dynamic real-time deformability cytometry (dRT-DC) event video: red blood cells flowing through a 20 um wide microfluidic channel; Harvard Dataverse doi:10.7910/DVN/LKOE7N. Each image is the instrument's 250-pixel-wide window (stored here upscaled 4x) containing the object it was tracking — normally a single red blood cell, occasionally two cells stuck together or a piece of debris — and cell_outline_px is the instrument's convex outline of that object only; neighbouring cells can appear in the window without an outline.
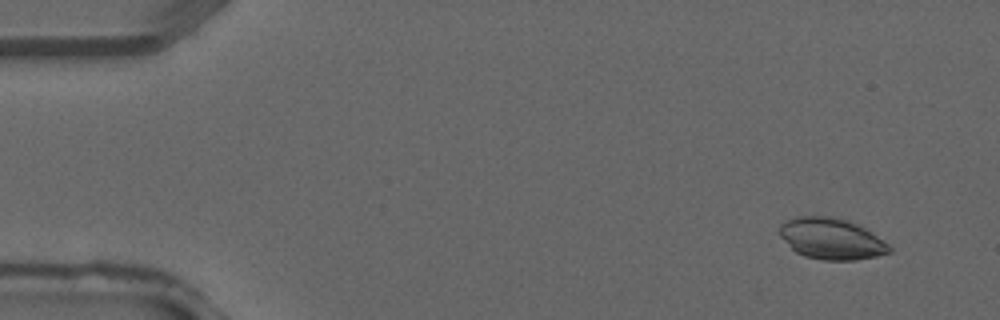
{"species": "common noctule bat (a hibernating species)", "species_latin": "Nyctalus noctula", "temperature_condition": "warm", "stored_images_in_passage": 3, "camera_frame_rate_fps": 3000, "um_per_image_px": 0.085, "animal": {"sex": "male", "forearm_length_mm": 52.5}, "frame": {"image": 1, "passage_image": 1, "time_ms": 0.0, "image_size_px": [1000, 320], "cell_outline_px": [[892, 252], [876, 256], [856, 260], [824, 260], [804, 256], [796, 252], [780, 236], [780, 224], [796, 216], [828, 216], [848, 220], [864, 228], [888, 244], [892, 248]], "centroid_in_image_um": [70.67, 20.3], "position_along_channel_um": 14.3, "area_um2": 26.13}}